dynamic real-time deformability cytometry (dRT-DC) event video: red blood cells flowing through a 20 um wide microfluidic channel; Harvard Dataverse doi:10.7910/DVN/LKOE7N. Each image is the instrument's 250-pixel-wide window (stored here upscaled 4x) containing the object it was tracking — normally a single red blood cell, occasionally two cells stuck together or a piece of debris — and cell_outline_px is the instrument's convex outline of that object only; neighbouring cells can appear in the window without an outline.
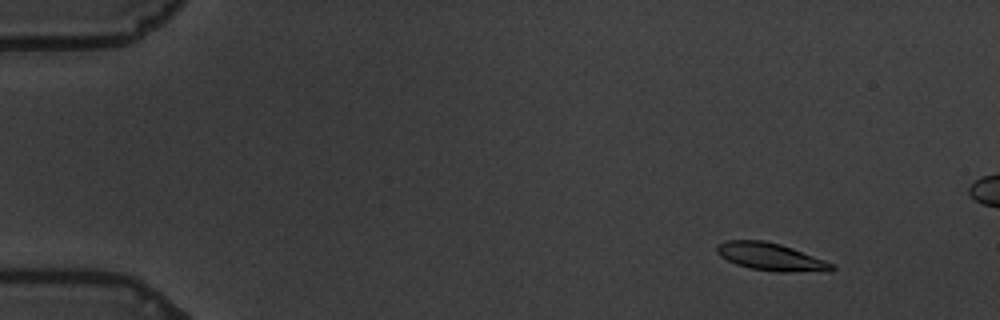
{"species": "common noctule bat (a hibernating species)", "species_latin": "Nyctalus noctula", "temperature_condition": "warm", "stored_images_in_passage": 61, "segment_of_instrument_passage": [1, 2], "camera_frame_rate_fps": 3000, "um_per_image_px": 0.085, "animal": {"sex": "male", "body_mass_g": 19.5, "forearm_length_mm": 54.6}, "frame": {"image": 1, "passage_image": 7, "time_ms": 2.0, "image_size_px": [1000, 320], "cell_outline_px": [[836, 268], [832, 272], [776, 272], [752, 268], [736, 264], [720, 256], [716, 252], [716, 244], [724, 240], [764, 240], [780, 244], [792, 248], [824, 260], [832, 264]], "centroid_in_image_um": [65.52, 21.83], "position_along_channel_um": 19.5, "area_um2": 18.61}}
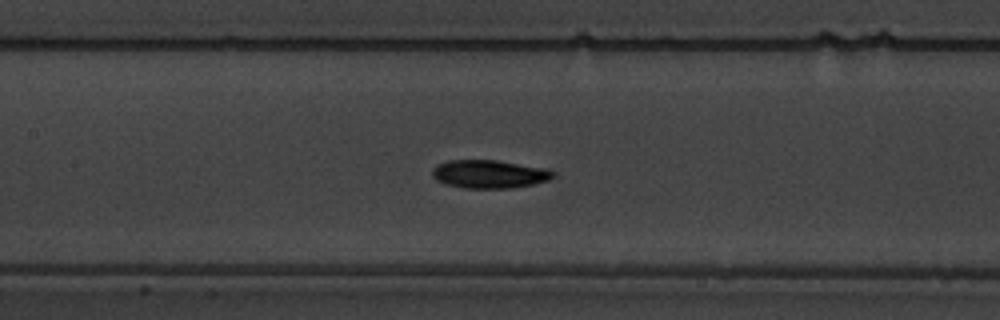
{"frame": {"image": 2, "passage_image": 29, "time_ms": 9.333, "image_size_px": [1000, 320], "cell_outline_px": [[556, 176], [548, 180], [532, 184], [512, 188], [464, 188], [444, 184], [436, 180], [432, 176], [432, 168], [448, 160], [496, 160], [548, 168], [556, 172]], "centroid_in_image_um": [41.61, 14.79], "position_along_channel_um": 165.8, "area_um2": 20.06}}
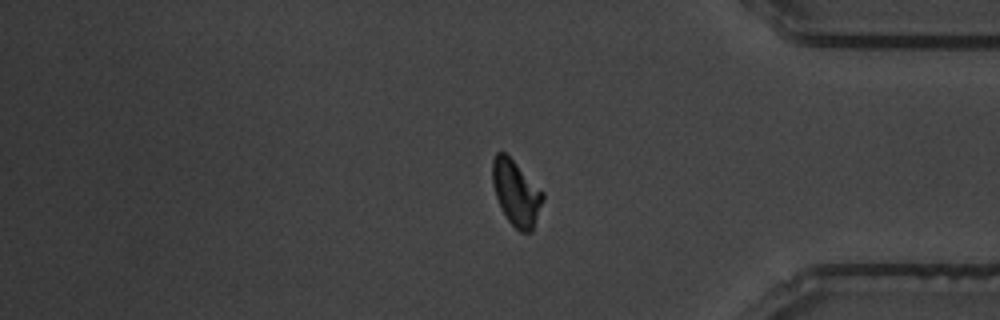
{"frame": {"image": 3, "passage_image": 50, "time_ms": 16.333, "image_size_px": [1000, 320], "cell_outline_px": [[544, 200], [532, 232], [520, 232], [508, 220], [496, 196], [492, 184], [492, 160], [496, 152], [504, 152], [544, 192]], "centroid_in_image_um": [43.88, 16.41], "position_along_channel_um": 391.3, "area_um2": 18.96}}